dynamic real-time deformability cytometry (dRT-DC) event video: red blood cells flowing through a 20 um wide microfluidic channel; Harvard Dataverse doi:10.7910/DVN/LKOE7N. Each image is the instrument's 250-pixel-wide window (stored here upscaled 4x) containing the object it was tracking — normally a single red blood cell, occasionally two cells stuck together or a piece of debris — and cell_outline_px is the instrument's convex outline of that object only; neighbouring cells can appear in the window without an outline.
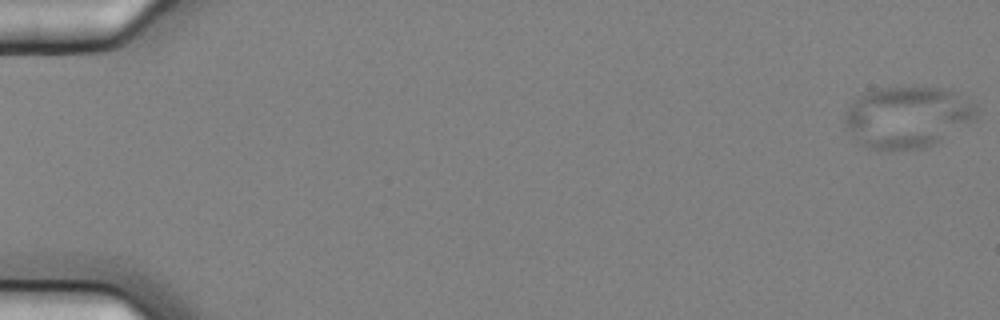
{"species": "common noctule bat (a hibernating species)", "species_latin": "Nyctalus noctula", "temperature_condition": "cold", "stored_images_in_passage": 58, "camera_frame_rate_fps": 3000, "um_per_image_px": 0.085, "animal": {"sex": "female", "body_mass_g": 25.1}, "frame": {"image": 1, "passage_image": 1, "time_ms": 0.0, "image_size_px": [1000, 320], "cell_outline_px": [[976, 120], [940, 140], [924, 148], [868, 148], [856, 140], [844, 124], [844, 112], [848, 104], [856, 96], [880, 88], [948, 88], [960, 92], [976, 104]], "centroid_in_image_um": [77.14, 9.91], "position_along_channel_um": 7.9, "area_um2": 47.05}}
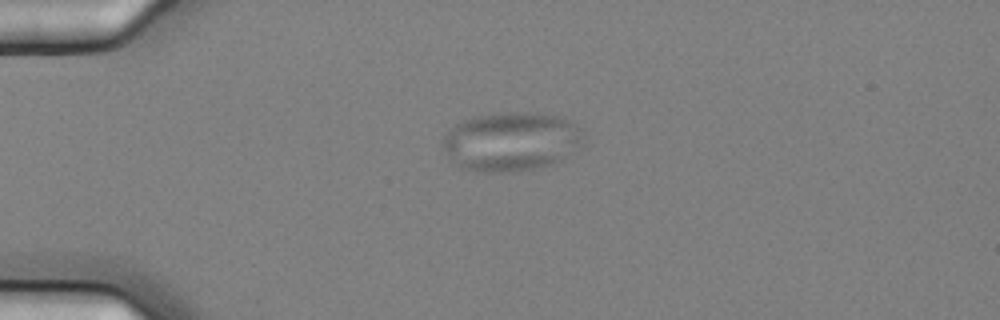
{"frame": {"image": 2, "passage_image": 15, "time_ms": 4.667, "image_size_px": [1000, 320], "cell_outline_px": [[584, 132], [560, 160], [552, 164], [532, 168], [508, 172], [484, 172], [460, 168], [448, 160], [440, 144], [448, 128], [464, 120], [476, 116], [508, 112], [516, 112], [556, 116], [568, 120], [584, 128]], "centroid_in_image_um": [43.29, 12.03], "position_along_channel_um": 41.7, "area_um2": 47.69}}
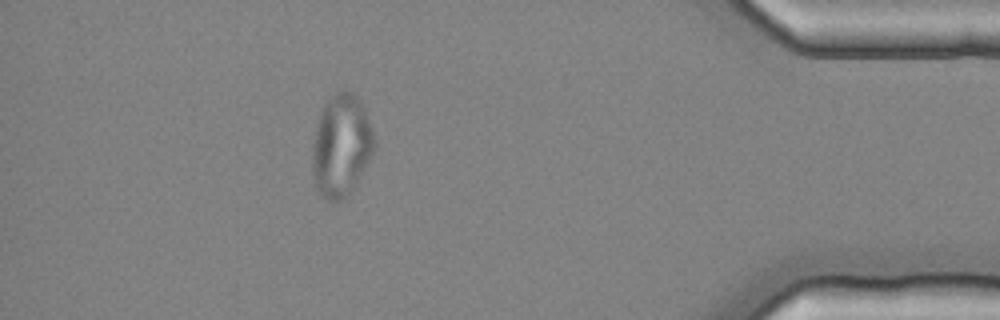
{"frame": {"image": 3, "passage_image": 52, "time_ms": 17.0, "image_size_px": [1000, 320], "cell_outline_px": [[376, 148], [372, 156], [356, 184], [348, 196], [340, 200], [328, 200], [320, 196], [316, 188], [312, 172], [312, 144], [316, 124], [320, 112], [324, 104], [340, 88], [352, 92], [360, 100], [364, 108], [376, 140]], "centroid_in_image_um": [29.0, 12.38], "position_along_channel_um": 406.2, "area_um2": 37.4}}